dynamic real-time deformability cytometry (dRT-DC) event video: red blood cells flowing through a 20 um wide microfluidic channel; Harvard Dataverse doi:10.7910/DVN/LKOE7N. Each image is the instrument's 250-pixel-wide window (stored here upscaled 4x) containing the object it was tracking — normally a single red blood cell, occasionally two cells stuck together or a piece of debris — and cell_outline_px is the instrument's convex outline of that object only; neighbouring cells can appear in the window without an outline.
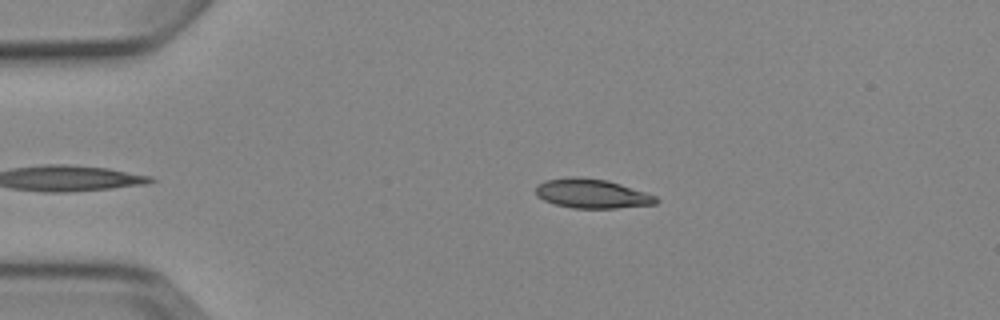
{"species": "Egyptian fruit bat (a non-hibernating species)", "species_latin": "Rousettus aegyptiacus", "temperature_condition": "cold", "stored_images_in_passage": 5, "camera_frame_rate_fps": 3000, "um_per_image_px": 0.085, "animal": {"sex": "female"}, "frame": {"image": 1, "passage_image": 1, "time_ms": 0.0, "image_size_px": [1000, 320], "cell_outline_px": [[660, 200], [656, 204], [616, 208], [572, 208], [556, 204], [544, 200], [536, 196], [536, 184], [544, 180], [572, 176], [580, 176], [608, 180], [656, 196]], "centroid_in_image_um": [50.28, 16.44], "position_along_channel_um": 34.7, "area_um2": 20.63}}
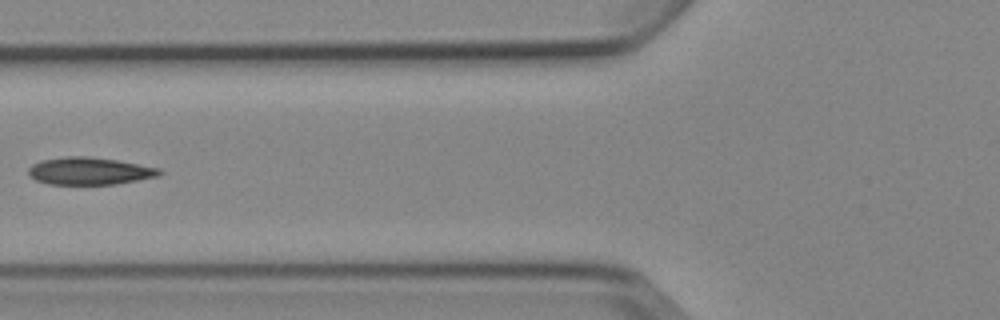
{"frame": {"image": 2, "passage_image": 4, "time_ms": 3.333, "image_size_px": [1000, 320], "cell_outline_px": [[164, 172], [160, 176], [116, 184], [48, 184], [36, 180], [28, 172], [28, 168], [32, 164], [40, 160], [68, 156], [88, 156], [116, 160], [160, 168]], "centroid_in_image_um": [7.63, 14.53], "position_along_channel_um": 118.2, "area_um2": 20.92}}
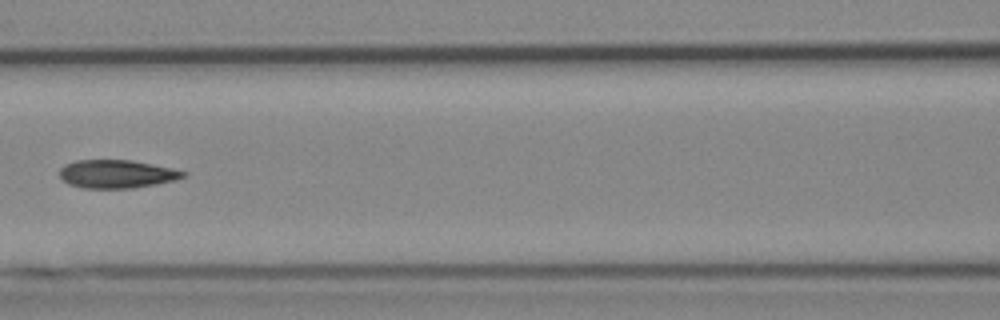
{"frame": {"image": 3, "passage_image": 5, "time_ms": 4.333, "image_size_px": [1000, 320], "cell_outline_px": [[188, 176], [156, 184], [132, 188], [84, 188], [68, 184], [60, 176], [60, 168], [64, 164], [76, 160], [132, 160], [152, 164], [188, 172]], "centroid_in_image_um": [9.91, 14.78], "position_along_channel_um": 156.7, "area_um2": 20.29}}